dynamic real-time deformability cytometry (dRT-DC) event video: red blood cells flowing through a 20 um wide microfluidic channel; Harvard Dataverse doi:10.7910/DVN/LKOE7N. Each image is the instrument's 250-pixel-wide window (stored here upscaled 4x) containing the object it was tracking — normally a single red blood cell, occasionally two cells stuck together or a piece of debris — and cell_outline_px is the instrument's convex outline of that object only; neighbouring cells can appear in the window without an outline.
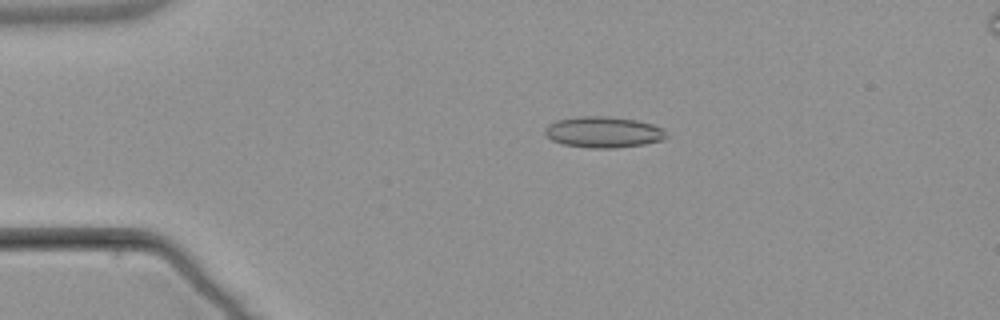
{"species": "common noctule bat (a hibernating species)", "species_latin": "Nyctalus noctula", "temperature_condition": "warm", "stored_images_in_passage": 6, "camera_frame_rate_fps": 3000, "um_per_image_px": 0.085, "animal": {"sex": "male", "body_mass_g": 21.5, "forearm_length_mm": 52.0}, "frame": {"image": 1, "passage_image": 4, "time_ms": 3.667, "image_size_px": [1000, 320], "cell_outline_px": [[668, 136], [664, 140], [644, 144], [612, 148], [592, 148], [564, 144], [552, 140], [544, 132], [544, 128], [548, 124], [556, 120], [576, 116], [608, 116], [636, 120], [652, 124], [660, 128]], "centroid_in_image_um": [51.27, 11.22], "position_along_channel_um": 33.7, "area_um2": 21.91}}